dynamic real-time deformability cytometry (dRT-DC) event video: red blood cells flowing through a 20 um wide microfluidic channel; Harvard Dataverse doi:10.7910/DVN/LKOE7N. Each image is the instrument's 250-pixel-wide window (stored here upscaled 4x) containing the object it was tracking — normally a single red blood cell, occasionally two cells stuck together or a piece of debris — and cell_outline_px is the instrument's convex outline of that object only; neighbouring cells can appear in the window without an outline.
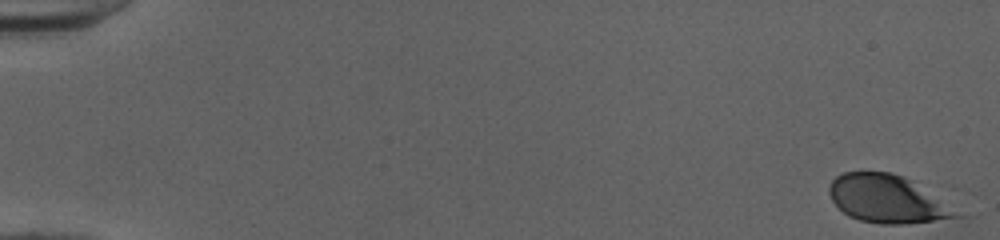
{"species": "human", "species_latin": "Homo sapiens", "temperature_condition": "cold", "stored_images_in_passage": 45, "camera_frame_rate_fps": 3000, "um_per_image_px": 0.085, "donor": {"sex": "female"}, "frame": {"image": 1, "passage_image": 1, "time_ms": 0.0, "image_size_px": [1000, 240], "cell_outline_px": [[968, 216], [904, 224], [880, 224], [860, 220], [848, 216], [832, 200], [828, 188], [832, 180], [836, 176], [844, 172], [892, 172], [904, 176], [912, 180]], "centroid_in_image_um": [75.47, 16.92], "position_along_channel_um": 9.5, "area_um2": 35.55}}
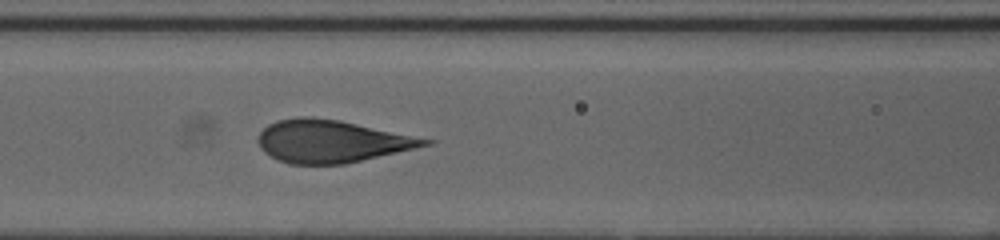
{"frame": {"image": 2, "passage_image": 24, "time_ms": 7.667, "image_size_px": [1000, 240], "cell_outline_px": [[436, 144], [344, 164], [288, 164], [264, 152], [260, 148], [256, 140], [260, 132], [268, 124], [276, 120], [296, 116], [312, 116], [340, 120], [436, 140]], "centroid_in_image_um": [28.2, 11.99], "position_along_channel_um": 138.4, "area_um2": 41.73}}
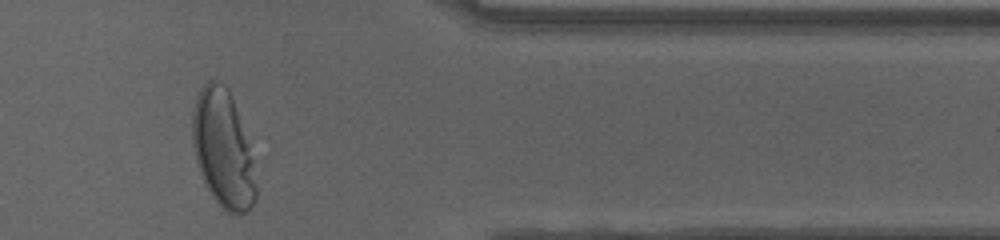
{"frame": {"image": 3, "passage_image": 44, "time_ms": 14.333, "image_size_px": [1000, 240], "cell_outline_px": [[256, 200], [248, 212], [224, 212], [212, 196], [200, 172], [196, 160], [192, 144], [192, 112], [196, 96], [200, 88], [208, 80], [220, 80], [228, 88], [252, 160], [256, 188]], "centroid_in_image_um": [18.91, 12.67], "position_along_channel_um": 392.5, "area_um2": 42.66}}